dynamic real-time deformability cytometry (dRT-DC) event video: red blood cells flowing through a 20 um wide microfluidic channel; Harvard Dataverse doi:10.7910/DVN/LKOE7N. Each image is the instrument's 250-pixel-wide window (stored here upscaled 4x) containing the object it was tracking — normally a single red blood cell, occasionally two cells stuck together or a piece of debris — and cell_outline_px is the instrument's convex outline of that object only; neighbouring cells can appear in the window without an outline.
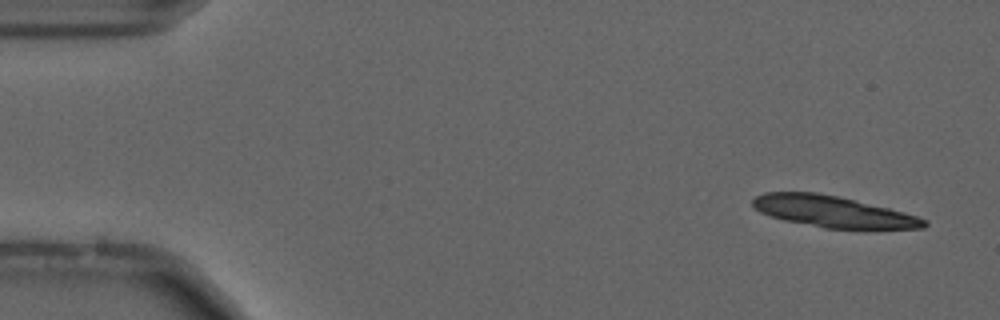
{"species": "common noctule bat (a hibernating species)", "species_latin": "Nyctalus noctula", "temperature_condition": "cold", "stored_images_in_passage": 16, "camera_frame_rate_fps": 3000, "um_per_image_px": 0.085, "animal": {"sex": "male", "forearm_length_mm": 52.5}, "frame": {"image": 1, "passage_image": 3, "time_ms": 0.667, "image_size_px": [1000, 320], "cell_outline_px": [[928, 224], [924, 228], [824, 228], [784, 220], [760, 212], [752, 204], [752, 200], [756, 196], [764, 192], [816, 192], [836, 196], [888, 208], [904, 212], [928, 220]], "centroid_in_image_um": [70.78, 17.98], "position_along_channel_um": 14.2, "area_um2": 30.75}}